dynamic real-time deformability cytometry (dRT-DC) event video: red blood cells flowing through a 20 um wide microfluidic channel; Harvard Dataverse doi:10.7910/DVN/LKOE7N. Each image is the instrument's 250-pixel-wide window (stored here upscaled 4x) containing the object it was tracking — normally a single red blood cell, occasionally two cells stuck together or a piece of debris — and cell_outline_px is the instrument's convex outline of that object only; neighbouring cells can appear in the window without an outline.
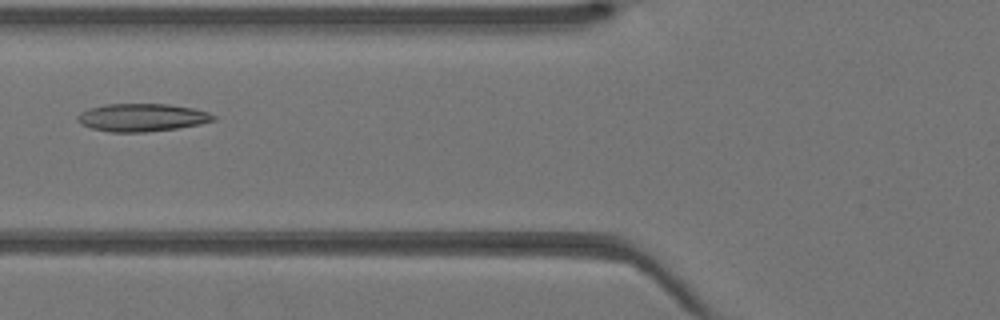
{"species": "Egyptian fruit bat (a non-hibernating species)", "species_latin": "Rousettus aegyptiacus", "temperature_condition": "warm", "stored_images_in_passage": 30, "camera_frame_rate_fps": 3000, "um_per_image_px": 0.085, "animal": {"sex": "female"}, "frame": {"image": 1, "passage_image": 4, "time_ms": 1.0, "image_size_px": [1000, 320], "cell_outline_px": [[216, 120], [200, 124], [176, 128], [144, 132], [112, 132], [92, 128], [80, 124], [76, 120], [76, 116], [80, 112], [88, 108], [104, 104], [168, 104], [192, 108], [208, 112], [216, 116]], "centroid_in_image_um": [12.03, 9.98], "position_along_channel_um": 113.8, "area_um2": 22.08}}
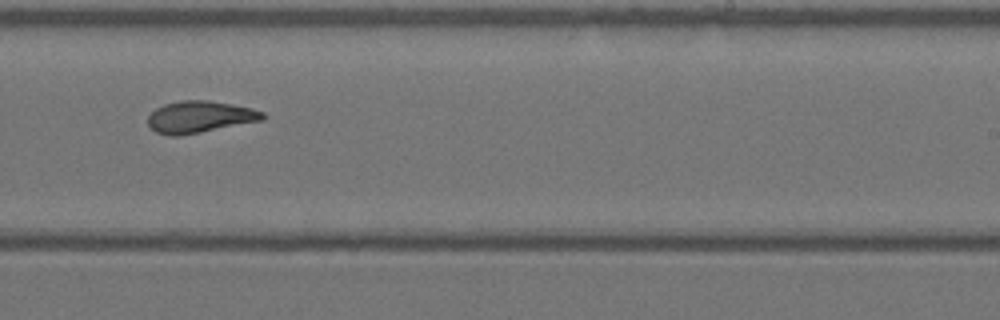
{"frame": {"image": 2, "passage_image": 14, "time_ms": 4.333, "image_size_px": [1000, 320], "cell_outline_px": [[264, 120], [180, 136], [168, 136], [156, 132], [148, 124], [148, 116], [156, 108], [164, 104], [180, 100], [208, 100], [252, 108], [264, 112]], "centroid_in_image_um": [16.97, 9.94], "position_along_channel_um": 272.0, "area_um2": 21.27}}
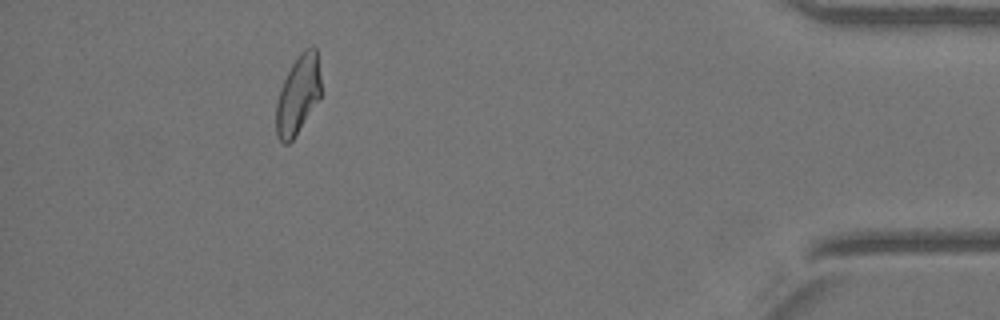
{"frame": {"image": 3, "passage_image": 26, "time_ms": 8.333, "image_size_px": [1000, 320], "cell_outline_px": [[320, 96], [296, 136], [288, 144], [284, 144], [276, 136], [276, 104], [280, 88], [292, 64], [300, 52], [304, 48], [312, 44], [316, 48], [320, 76]], "centroid_in_image_um": [25.32, 8.05], "position_along_channel_um": 409.9, "area_um2": 20.52}}